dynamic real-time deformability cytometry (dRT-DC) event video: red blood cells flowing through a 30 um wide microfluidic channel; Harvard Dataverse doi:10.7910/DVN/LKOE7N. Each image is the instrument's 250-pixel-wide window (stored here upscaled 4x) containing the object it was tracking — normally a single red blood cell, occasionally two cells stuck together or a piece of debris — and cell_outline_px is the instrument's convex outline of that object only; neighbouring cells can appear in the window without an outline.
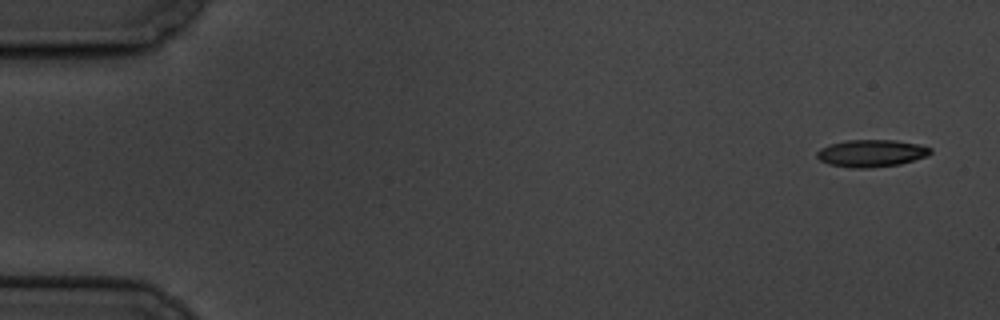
{"species": "common noctule bat (a hibernating species)", "species_latin": "Nyctalus noctula", "temperature_condition": "cold", "stored_images_in_passage": 5, "camera_frame_rate_fps": 3000, "um_per_image_px": 0.085, "animal": {"sex": "male", "body_mass_g": 19.5, "forearm_length_mm": 54.6}, "frame": {"image": 1, "passage_image": 1, "time_ms": 0.0, "image_size_px": [1000, 320], "cell_outline_px": [[932, 152], [928, 156], [900, 164], [868, 168], [848, 168], [828, 164], [820, 160], [816, 156], [816, 152], [820, 148], [844, 140], [896, 140], [920, 144], [932, 148]], "centroid_in_image_um": [74.08, 13.03], "position_along_channel_um": 10.9, "area_um2": 18.21}}
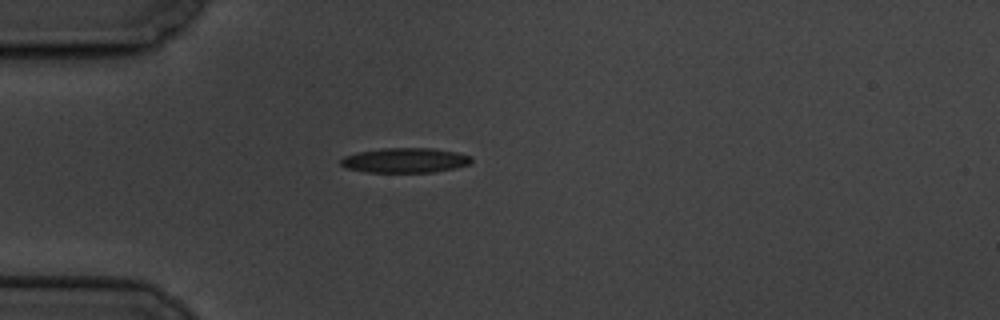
{"frame": {"image": 2, "passage_image": 5, "time_ms": 4.667, "image_size_px": [1000, 320], "cell_outline_px": [[472, 160], [468, 164], [456, 168], [432, 172], [364, 172], [344, 168], [340, 164], [340, 160], [344, 156], [356, 152], [384, 148], [432, 148], [456, 152], [472, 156]], "centroid_in_image_um": [34.39, 13.63], "position_along_channel_um": 50.6, "area_um2": 19.02}}